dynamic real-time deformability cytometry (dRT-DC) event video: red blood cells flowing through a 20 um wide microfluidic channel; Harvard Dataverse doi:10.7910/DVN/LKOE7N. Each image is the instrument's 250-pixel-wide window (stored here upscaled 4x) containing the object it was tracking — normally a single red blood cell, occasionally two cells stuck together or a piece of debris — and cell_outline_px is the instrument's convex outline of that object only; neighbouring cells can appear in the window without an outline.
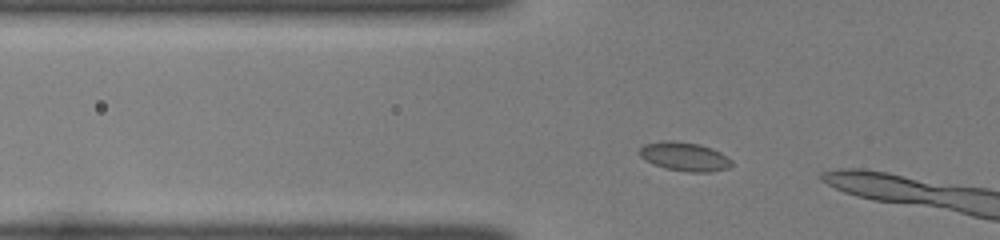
{"species": "common noctule bat (a hibernating species)", "species_latin": "Nyctalus noctula", "temperature_condition": "room temperature", "stored_images_in_passage": 10, "camera_frame_rate_fps": 3000, "um_per_image_px": 0.085, "animal": {"sex": "female", "body_mass_g": 22.0, "forearm_length_mm": 56.7}, "frame": {"image": 1, "passage_image": 4, "time_ms": 1.0, "image_size_px": [1000, 240], "cell_outline_px": [[732, 164], [728, 168], [708, 172], [688, 172], [664, 168], [652, 164], [644, 160], [636, 152], [644, 144], [660, 140], [672, 140], [700, 144], [712, 148], [728, 156], [732, 160]], "centroid_in_image_um": [58.14, 13.3], "position_along_channel_um": 67.7, "area_um2": 15.84}}
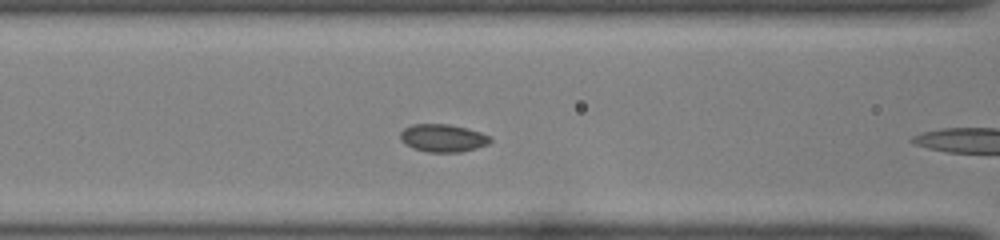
{"frame": {"image": 2, "passage_image": 9, "time_ms": 2.667, "image_size_px": [1000, 240], "cell_outline_px": [[492, 140], [488, 144], [476, 148], [460, 152], [428, 152], [412, 148], [404, 144], [400, 140], [400, 132], [404, 128], [412, 124], [448, 124], [468, 128], [492, 136]], "centroid_in_image_um": [37.64, 11.73], "position_along_channel_um": 129.0, "area_um2": 14.74}}